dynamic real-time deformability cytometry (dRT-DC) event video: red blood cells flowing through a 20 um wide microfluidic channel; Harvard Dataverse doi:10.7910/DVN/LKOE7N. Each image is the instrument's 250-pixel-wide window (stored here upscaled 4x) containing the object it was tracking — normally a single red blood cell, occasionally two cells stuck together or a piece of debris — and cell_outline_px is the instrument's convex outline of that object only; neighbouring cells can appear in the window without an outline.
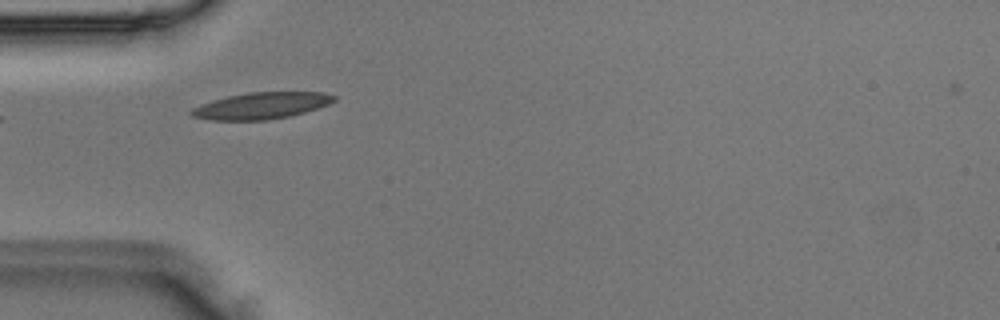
{"species": "Egyptian fruit bat (a non-hibernating species)", "species_latin": "Rousettus aegyptiacus", "temperature_condition": "room temperature", "stored_images_in_passage": 4, "camera_frame_rate_fps": 3000, "um_per_image_px": 0.085, "animal": {"sex": "male"}, "frame": {"image": 1, "passage_image": 1, "time_ms": 0.0, "image_size_px": [1000, 320], "cell_outline_px": [[336, 100], [328, 104], [304, 112], [288, 116], [268, 120], [212, 120], [192, 116], [188, 112], [192, 108], [228, 96], [248, 92], [324, 92], [336, 96]], "centroid_in_image_um": [22.23, 8.98], "position_along_channel_um": 62.8, "area_um2": 21.79}}
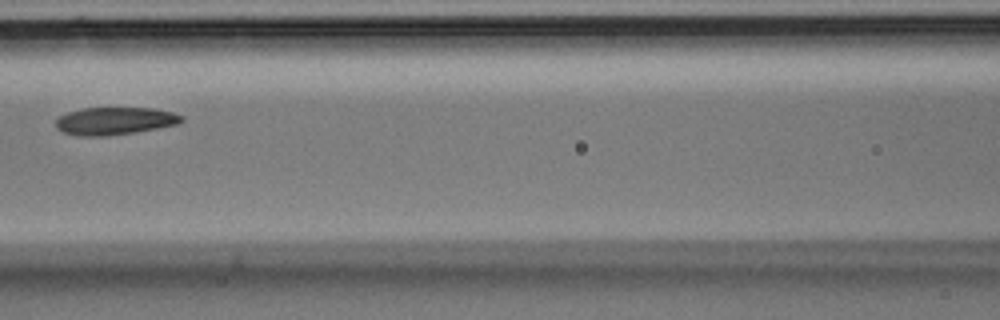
{"frame": {"image": 2, "passage_image": 3, "time_ms": 0.667, "image_size_px": [1000, 320], "cell_outline_px": [[184, 120], [180, 124], [136, 132], [104, 136], [80, 136], [64, 132], [56, 128], [56, 120], [60, 116], [68, 112], [80, 108], [152, 108], [172, 112], [184, 116]], "centroid_in_image_um": [9.79, 10.28], "position_along_channel_um": 156.8, "area_um2": 20.29}}
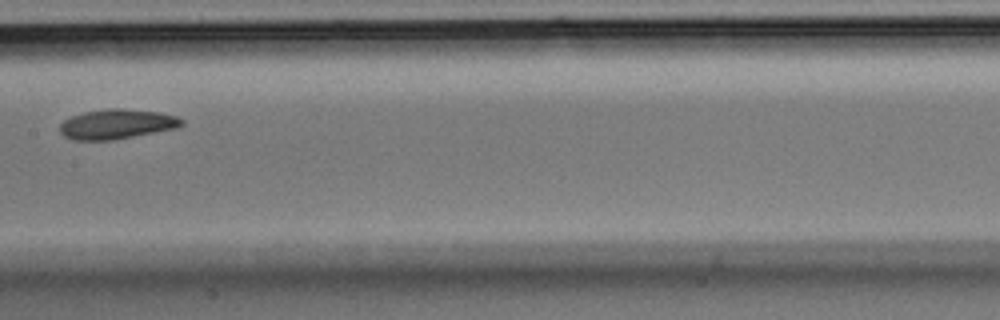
{"frame": {"image": 3, "passage_image": 4, "time_ms": 1.0, "image_size_px": [1000, 320], "cell_outline_px": [[184, 124], [176, 128], [112, 140], [72, 140], [64, 136], [60, 132], [60, 124], [64, 120], [72, 116], [84, 112], [108, 108], [124, 108], [160, 112], [176, 116], [184, 120]], "centroid_in_image_um": [9.92, 10.54], "position_along_channel_um": 197.5, "area_um2": 21.15}}